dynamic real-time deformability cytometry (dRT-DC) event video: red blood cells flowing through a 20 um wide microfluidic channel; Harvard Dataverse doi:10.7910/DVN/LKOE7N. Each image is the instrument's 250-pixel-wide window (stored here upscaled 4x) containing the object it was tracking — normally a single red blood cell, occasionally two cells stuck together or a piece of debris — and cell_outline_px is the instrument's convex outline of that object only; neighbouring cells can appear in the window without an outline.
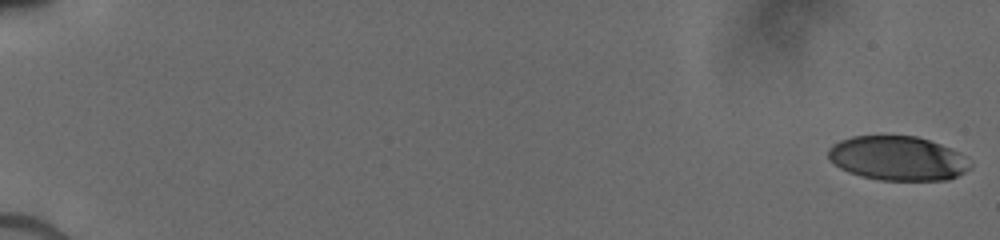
{"species": "human", "species_latin": "Homo sapiens", "temperature_condition": "cold", "stored_images_in_passage": 24, "camera_frame_rate_fps": 3000, "um_per_image_px": 0.085, "donor": {"sex": "male"}, "frame": {"image": 1, "passage_image": 1, "time_ms": 0.0, "image_size_px": [1000, 240], "cell_outline_px": [[972, 168], [948, 180], [880, 180], [860, 176], [848, 172], [840, 168], [828, 156], [828, 148], [832, 144], [840, 140], [852, 136], [916, 136], [940, 144], [964, 156], [972, 164]], "centroid_in_image_um": [76.29, 13.46], "position_along_channel_um": 8.7, "area_um2": 36.47}}
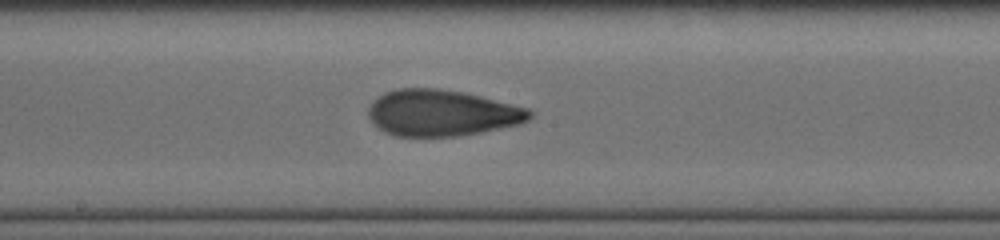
{"frame": {"image": 2, "passage_image": 14, "time_ms": 10.0, "image_size_px": [1000, 240], "cell_outline_px": [[532, 116], [528, 120], [520, 124], [480, 132], [456, 136], [396, 136], [384, 132], [372, 124], [368, 116], [368, 108], [372, 100], [384, 92], [396, 88], [436, 88], [464, 92], [528, 108], [532, 112]], "centroid_in_image_um": [37.5, 9.59], "position_along_channel_um": 210.7, "area_um2": 43.64}}
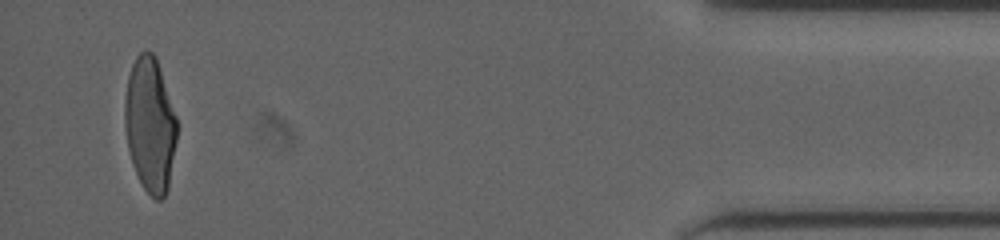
{"frame": {"image": 3, "passage_image": 23, "time_ms": 16.667, "image_size_px": [1000, 240], "cell_outline_px": [[176, 140], [168, 188], [164, 196], [160, 200], [156, 200], [144, 188], [132, 164], [128, 148], [124, 124], [124, 100], [128, 76], [132, 64], [136, 56], [144, 48], [152, 52], [156, 56], [176, 116]], "centroid_in_image_um": [12.73, 10.55], "position_along_channel_um": 422.5, "area_um2": 40.86}}